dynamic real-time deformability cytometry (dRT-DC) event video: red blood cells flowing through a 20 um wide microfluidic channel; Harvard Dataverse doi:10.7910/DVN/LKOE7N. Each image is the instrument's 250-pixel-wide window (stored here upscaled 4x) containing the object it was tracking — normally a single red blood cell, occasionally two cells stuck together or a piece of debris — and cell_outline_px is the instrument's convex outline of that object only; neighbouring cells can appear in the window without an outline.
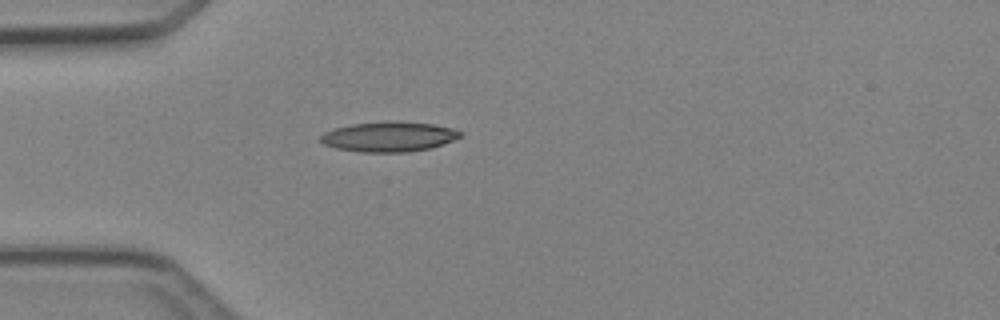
{"species": "Egyptian fruit bat (a non-hibernating species)", "species_latin": "Rousettus aegyptiacus", "temperature_condition": "cold", "stored_images_in_passage": 1, "camera_frame_rate_fps": 3000, "um_per_image_px": 0.085, "animal": {"sex": "female"}, "frame": {"image": 1, "passage_image": 1, "time_ms": 0.0, "image_size_px": [1000, 320], "cell_outline_px": [[460, 136], [444, 144], [432, 148], [408, 152], [360, 152], [336, 148], [324, 144], [320, 140], [320, 136], [324, 132], [336, 128], [352, 124], [384, 120], [396, 120], [432, 124], [452, 128], [460, 132]], "centroid_in_image_um": [33.04, 11.61], "position_along_channel_um": 52.0, "area_um2": 24.57}}